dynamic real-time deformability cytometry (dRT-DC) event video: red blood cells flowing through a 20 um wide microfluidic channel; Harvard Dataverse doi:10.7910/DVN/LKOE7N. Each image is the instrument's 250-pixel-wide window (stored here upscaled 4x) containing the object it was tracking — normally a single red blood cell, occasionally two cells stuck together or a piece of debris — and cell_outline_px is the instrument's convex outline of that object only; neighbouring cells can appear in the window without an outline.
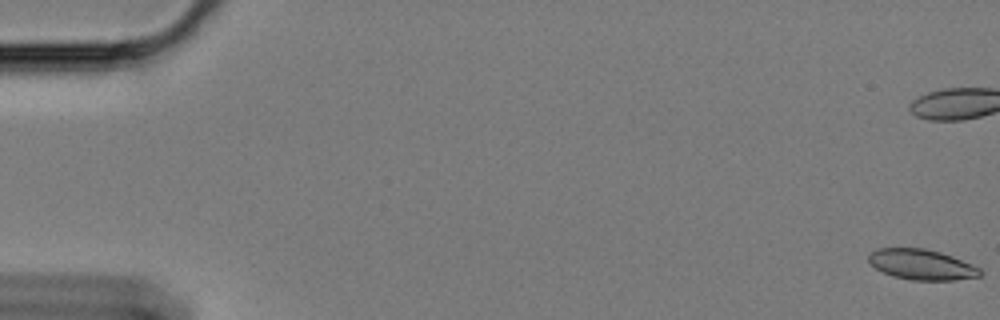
{"species": "Egyptian fruit bat (a non-hibernating species)", "species_latin": "Rousettus aegyptiacus", "temperature_condition": "cold", "stored_images_in_passage": 61, "camera_frame_rate_fps": 3000, "um_per_image_px": 0.085, "animal": {"sex": "female"}, "frame": {"image": 1, "passage_image": 1, "time_ms": 0.0, "image_size_px": [1000, 320], "cell_outline_px": [[984, 272], [980, 276], [956, 280], [912, 280], [892, 276], [876, 268], [868, 260], [868, 256], [876, 248], [924, 248], [940, 252], [952, 256], [972, 264], [980, 268]], "centroid_in_image_um": [78.37, 22.49], "position_along_channel_um": 6.6, "area_um2": 19.77}}
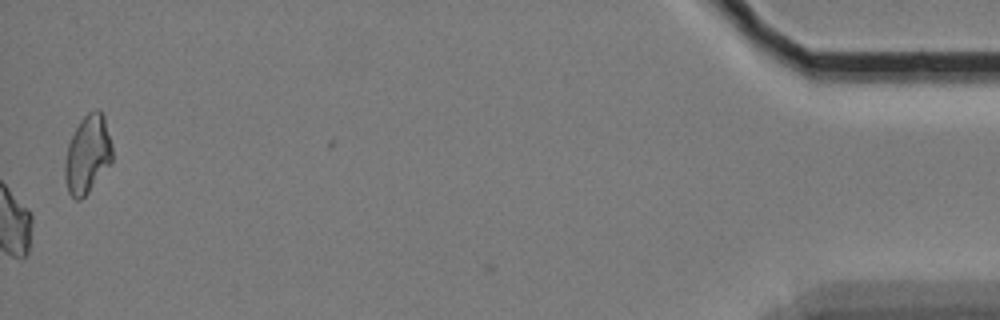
{"frame": {"image": 2, "passage_image": 61, "time_ms": 20.0, "image_size_px": [1000, 320], "cell_outline_px": [[112, 164], [88, 192], [80, 200], [76, 200], [68, 192], [64, 176], [64, 164], [68, 144], [80, 120], [88, 112], [96, 108], [104, 116], [112, 144]], "centroid_in_image_um": [7.45, 13.13], "position_along_channel_um": 427.7, "area_um2": 21.68}}